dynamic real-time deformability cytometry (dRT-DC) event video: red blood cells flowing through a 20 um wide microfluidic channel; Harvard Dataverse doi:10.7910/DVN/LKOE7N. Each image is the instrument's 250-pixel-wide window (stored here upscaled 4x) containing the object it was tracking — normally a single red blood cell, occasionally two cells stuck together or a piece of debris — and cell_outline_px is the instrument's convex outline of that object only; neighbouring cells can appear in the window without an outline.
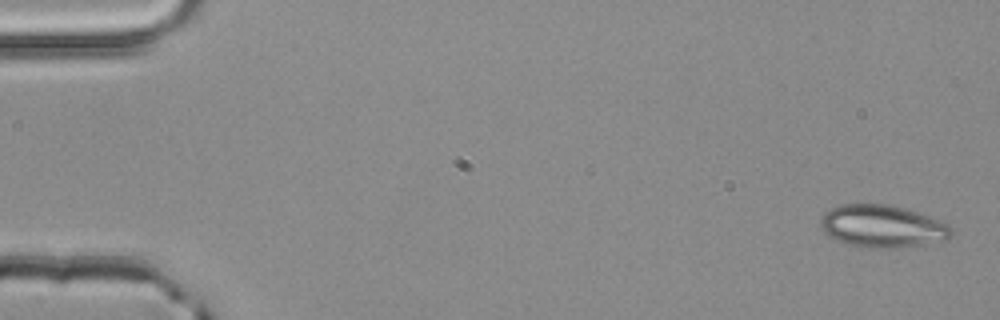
{"species": "common noctule bat (a hibernating species)", "species_latin": "Nyctalus noctula", "temperature_condition": "room temperature", "stored_images_in_passage": 11, "camera_frame_rate_fps": 3000, "um_per_image_px": 0.085, "animal": {"sex": "male", "body_mass_g": 20.4}, "frame": {"image": 1, "passage_image": 1, "time_ms": 0.0, "image_size_px": [1000, 320], "cell_outline_px": [[952, 232], [948, 240], [924, 244], [888, 248], [868, 248], [848, 244], [836, 240], [824, 232], [820, 220], [824, 212], [840, 204], [888, 204], [904, 208], [940, 220], [948, 224], [952, 228]], "centroid_in_image_um": [75.0, 19.23], "position_along_channel_um": 10.0, "area_um2": 32.25}}